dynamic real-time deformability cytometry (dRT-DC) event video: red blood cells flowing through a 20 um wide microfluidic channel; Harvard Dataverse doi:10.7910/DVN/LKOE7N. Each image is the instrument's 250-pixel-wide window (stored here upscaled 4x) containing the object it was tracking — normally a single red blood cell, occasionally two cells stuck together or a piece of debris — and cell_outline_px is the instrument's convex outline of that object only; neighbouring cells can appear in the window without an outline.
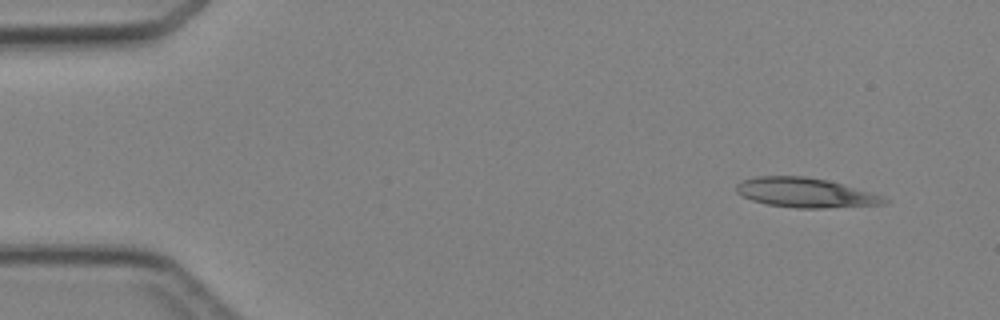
{"species": "Egyptian fruit bat (a non-hibernating species)", "species_latin": "Rousettus aegyptiacus", "temperature_condition": "cold", "stored_images_in_passage": 3, "camera_frame_rate_fps": 3000, "um_per_image_px": 0.085, "animal": {"sex": "female"}, "frame": {"image": 1, "passage_image": 1, "time_ms": 0.0, "image_size_px": [1000, 320], "cell_outline_px": [[892, 200], [884, 204], [824, 208], [796, 208], [768, 204], [752, 200], [736, 192], [736, 184], [744, 180], [756, 176], [804, 176], [828, 180], [884, 196]], "centroid_in_image_um": [68.48, 16.38], "position_along_channel_um": 16.5, "area_um2": 25.37}}
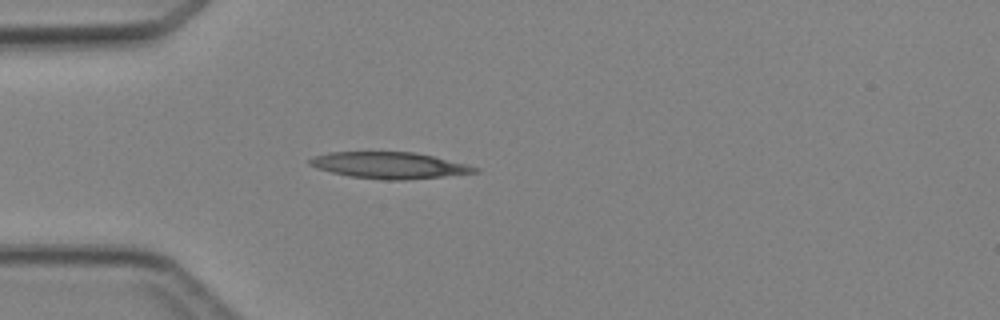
{"frame": {"image": 2, "passage_image": 3, "time_ms": 3.0, "image_size_px": [1000, 320], "cell_outline_px": [[480, 172], [444, 176], [404, 180], [384, 180], [352, 176], [332, 172], [316, 168], [308, 164], [308, 160], [312, 156], [328, 152], [416, 152], [468, 164], [480, 168]], "centroid_in_image_um": [33.11, 14.04], "position_along_channel_um": 51.9, "area_um2": 25.49}}